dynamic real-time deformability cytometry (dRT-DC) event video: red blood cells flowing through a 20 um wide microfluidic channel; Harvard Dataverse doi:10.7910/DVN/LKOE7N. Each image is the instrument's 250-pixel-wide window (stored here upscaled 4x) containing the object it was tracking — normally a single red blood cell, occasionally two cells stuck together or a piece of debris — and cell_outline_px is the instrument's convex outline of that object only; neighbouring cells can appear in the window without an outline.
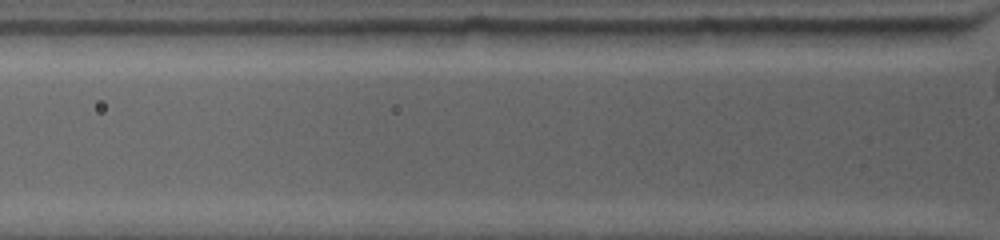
{"species": "common noctule bat (a hibernating species)", "species_latin": "Nyctalus noctula", "temperature_condition": "warm", "stored_images_in_passage": 2, "camera_frame_rate_fps": 4500, "um_per_image_px": 0.085, "animal": {"sex": "female", "body_mass_g": 19.0, "forearm_length_mm": 53.3}, "frame": {"image": 1, "passage_image": 2, "time_ms": 0.667, "image_size_px": [1000, 240], "cell_outline_px": [[728, 28], [716, 44], [688, 48], [652, 48], [624, 32], [696, 28]], "centroid_in_image_um": [57.74, 3.19], "position_along_channel_um": 68.1, "area_um2": 10.92}}